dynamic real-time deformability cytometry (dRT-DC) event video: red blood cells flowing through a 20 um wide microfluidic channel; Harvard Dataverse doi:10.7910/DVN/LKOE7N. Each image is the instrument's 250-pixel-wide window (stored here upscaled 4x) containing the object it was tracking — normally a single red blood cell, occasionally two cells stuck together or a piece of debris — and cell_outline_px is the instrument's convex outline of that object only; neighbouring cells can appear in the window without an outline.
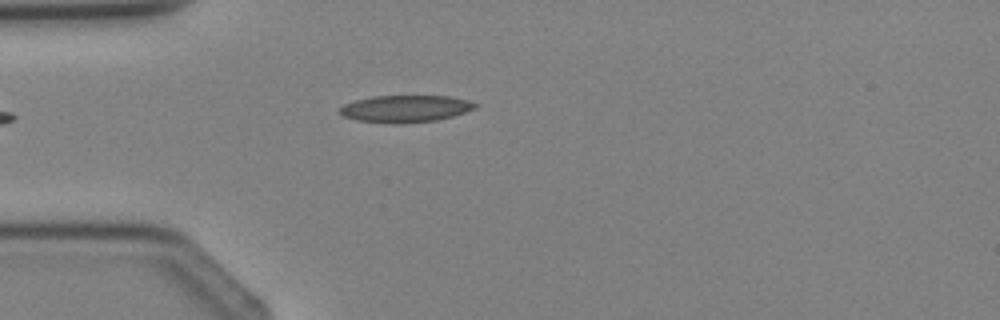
{"species": "Egyptian fruit bat (a non-hibernating species)", "species_latin": "Rousettus aegyptiacus", "temperature_condition": "cold", "stored_images_in_passage": 4, "camera_frame_rate_fps": 3000, "um_per_image_px": 0.085, "animal": {"sex": "female"}, "frame": {"image": 1, "passage_image": 4, "time_ms": 3.333, "image_size_px": [1000, 320], "cell_outline_px": [[480, 104], [476, 108], [452, 116], [436, 120], [400, 124], [392, 124], [356, 120], [344, 116], [340, 112], [340, 108], [344, 104], [356, 100], [372, 96], [448, 96], [468, 100]], "centroid_in_image_um": [34.47, 9.24], "position_along_channel_um": 50.5, "area_um2": 21.33}}